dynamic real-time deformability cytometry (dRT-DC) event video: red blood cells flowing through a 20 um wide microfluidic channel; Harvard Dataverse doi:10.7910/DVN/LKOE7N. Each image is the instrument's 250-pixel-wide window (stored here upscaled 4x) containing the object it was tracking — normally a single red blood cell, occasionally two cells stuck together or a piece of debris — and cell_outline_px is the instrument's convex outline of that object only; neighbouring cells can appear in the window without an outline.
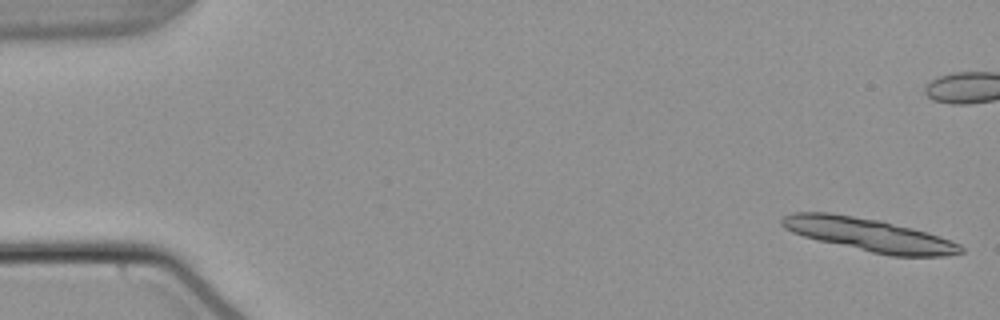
{"species": "common noctule bat (a hibernating species)", "species_latin": "Nyctalus noctula", "temperature_condition": "warm", "stored_images_in_passage": 14, "camera_frame_rate_fps": 3000, "um_per_image_px": 0.085, "animal": {"sex": "male", "body_mass_g": 21.5, "forearm_length_mm": 52.0}, "frame": {"image": 1, "passage_image": 1, "time_ms": 0.0, "image_size_px": [1000, 320], "cell_outline_px": [[964, 252], [944, 256], [892, 256], [872, 252], [820, 240], [804, 236], [792, 232], [784, 228], [780, 224], [780, 220], [784, 216], [792, 212], [828, 212], [880, 220], [912, 228], [940, 236], [960, 244], [964, 248]], "centroid_in_image_um": [73.88, 19.95], "position_along_channel_um": 11.1, "area_um2": 34.16}}